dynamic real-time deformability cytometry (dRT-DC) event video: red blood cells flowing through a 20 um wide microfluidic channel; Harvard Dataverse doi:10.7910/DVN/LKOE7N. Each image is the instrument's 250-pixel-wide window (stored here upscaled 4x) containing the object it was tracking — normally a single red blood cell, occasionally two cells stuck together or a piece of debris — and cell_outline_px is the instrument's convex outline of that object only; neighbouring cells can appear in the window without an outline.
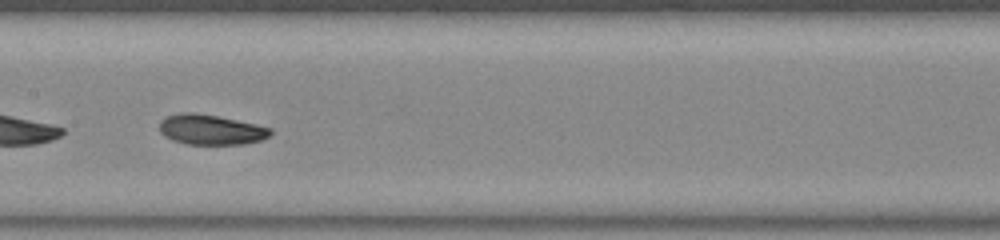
{"species": "common noctule bat (a hibernating species)", "species_latin": "Nyctalus noctula", "temperature_condition": "warm", "stored_images_in_passage": 31, "camera_frame_rate_fps": 3000, "um_per_image_px": 0.085, "animal": {"sex": "female", "body_mass_g": 23.0, "forearm_length_mm": 53.4}, "frame": {"image": 1, "passage_image": 14, "time_ms": 4.333, "image_size_px": [1000, 240], "cell_outline_px": [[272, 132], [268, 136], [260, 140], [244, 144], [188, 144], [172, 140], [164, 136], [160, 132], [160, 120], [168, 116], [180, 112], [192, 112], [216, 116], [256, 124], [272, 128]], "centroid_in_image_um": [17.9, 11.02], "position_along_channel_um": 189.5, "area_um2": 19.36}}
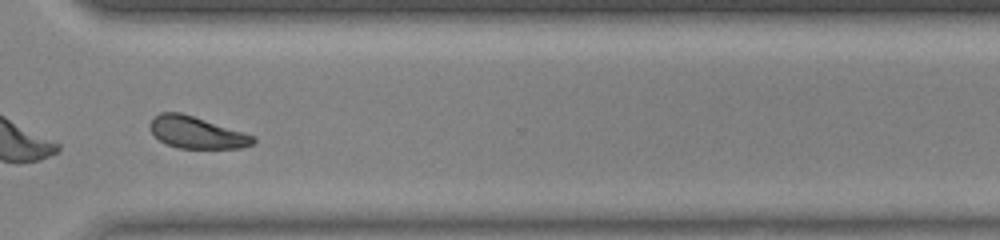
{"frame": {"image": 2, "passage_image": 27, "time_ms": 8.667, "image_size_px": [1000, 240], "cell_outline_px": [[256, 140], [252, 144], [240, 148], [180, 148], [168, 144], [160, 140], [148, 128], [148, 124], [160, 112], [180, 112], [256, 136]], "centroid_in_image_um": [16.71, 11.26], "position_along_channel_um": 353.9, "area_um2": 18.9}, "authors_computed_cell_mechanics": {"area_um2": 19.4786, "velocity_mm_per_s": 3.7946, "shape_relaxation_time_tau1_ms": 4.9397, "shape_relaxation_time_tau2_ms": 3.6621, "deformation_change_tau1": 0.1767, "deformation_change_tau2": 0.0882}}